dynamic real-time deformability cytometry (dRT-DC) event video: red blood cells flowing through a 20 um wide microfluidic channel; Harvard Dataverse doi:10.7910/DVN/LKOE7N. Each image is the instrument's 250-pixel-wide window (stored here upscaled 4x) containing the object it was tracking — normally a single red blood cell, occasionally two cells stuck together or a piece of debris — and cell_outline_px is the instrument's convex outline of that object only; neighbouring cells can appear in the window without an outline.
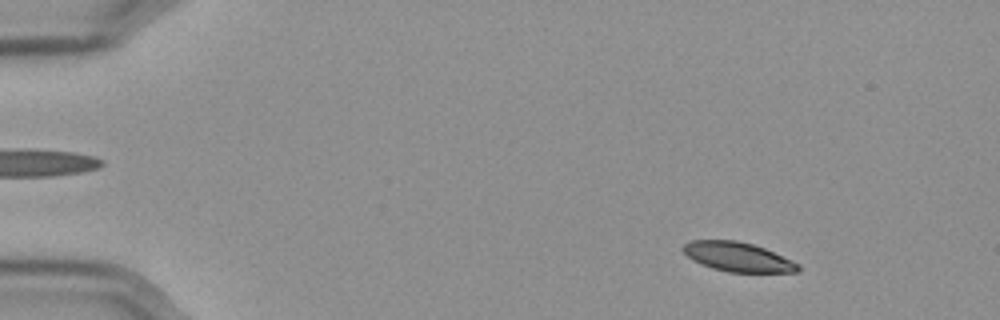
{"species": "Egyptian fruit bat (a non-hibernating species)", "species_latin": "Rousettus aegyptiacus", "temperature_condition": "cold", "stored_images_in_passage": 58, "camera_frame_rate_fps": 3000, "um_per_image_px": 0.085, "frame": {"image": 1, "passage_image": 8, "time_ms": 2.333, "image_size_px": [1000, 320], "cell_outline_px": [[800, 268], [796, 272], [728, 272], [712, 268], [692, 260], [680, 248], [688, 240], [736, 240], [752, 244], [764, 248], [792, 260], [800, 264]], "centroid_in_image_um": [62.69, 21.83], "position_along_channel_um": 22.3, "area_um2": 19.65}}
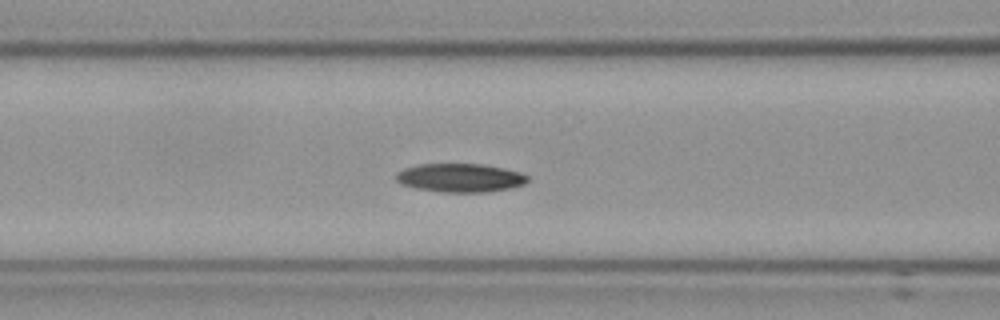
{"frame": {"image": 2, "passage_image": 25, "time_ms": 8.0, "image_size_px": [1000, 320], "cell_outline_px": [[528, 180], [524, 184], [512, 188], [488, 192], [444, 192], [416, 188], [400, 184], [396, 180], [396, 172], [404, 168], [416, 164], [484, 164], [504, 168], [520, 172], [528, 176]], "centroid_in_image_um": [39.11, 15.11], "position_along_channel_um": 127.5, "area_um2": 22.08}}
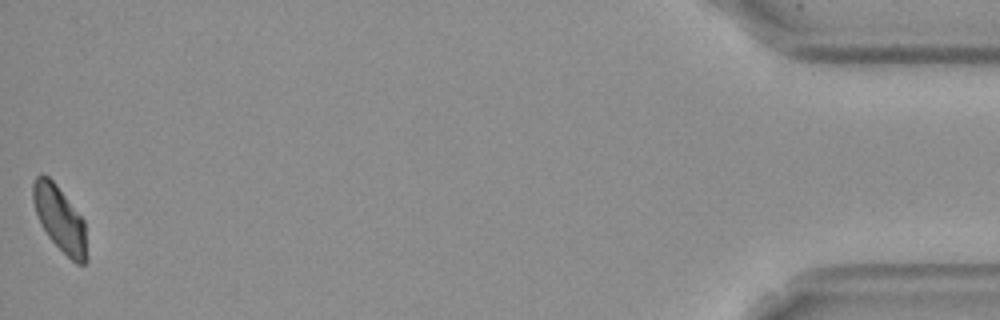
{"frame": {"image": 3, "passage_image": 58, "time_ms": 19.0, "image_size_px": [1000, 320], "cell_outline_px": [[88, 260], [84, 264], [76, 264], [48, 236], [40, 224], [32, 200], [32, 184], [36, 176], [40, 172], [48, 176], [56, 184], [84, 220]], "centroid_in_image_um": [5.08, 18.59], "position_along_channel_um": 430.1, "area_um2": 20.46}, "authors_computed_cell_mechanics": {"area_um2": 21.2415, "velocity_mm_per_s": 3.5599, "shape_relaxation_time_tau1_ms": 10.3055, "shape_relaxation_time_tau2_ms": null, "deformation_change_tau1": 0.1711, "deformation_change_tau2": null}}